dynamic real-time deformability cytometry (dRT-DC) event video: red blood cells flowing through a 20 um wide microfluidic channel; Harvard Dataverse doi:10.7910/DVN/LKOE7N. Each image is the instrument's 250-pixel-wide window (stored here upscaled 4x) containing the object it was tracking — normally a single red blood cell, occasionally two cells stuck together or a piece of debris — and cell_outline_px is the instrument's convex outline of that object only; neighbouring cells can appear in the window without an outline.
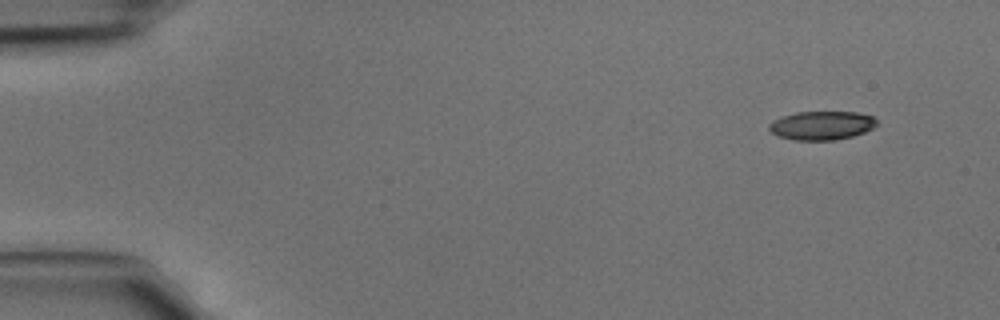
{"species": "common noctule bat (a hibernating species)", "species_latin": "Nyctalus noctula", "temperature_condition": "cold", "stored_images_in_passage": 43, "camera_frame_rate_fps": 3000, "um_per_image_px": 0.085, "animal": {"sex": "male", "body_mass_g": 15.6}, "frame": {"image": 1, "passage_image": 1, "time_ms": 0.0, "image_size_px": [1000, 320], "cell_outline_px": [[876, 124], [872, 128], [864, 132], [852, 136], [832, 140], [792, 140], [776, 136], [768, 128], [768, 124], [772, 120], [796, 112], [856, 112], [872, 116], [876, 120]], "centroid_in_image_um": [69.79, 10.67], "position_along_channel_um": 15.2, "area_um2": 17.98}}
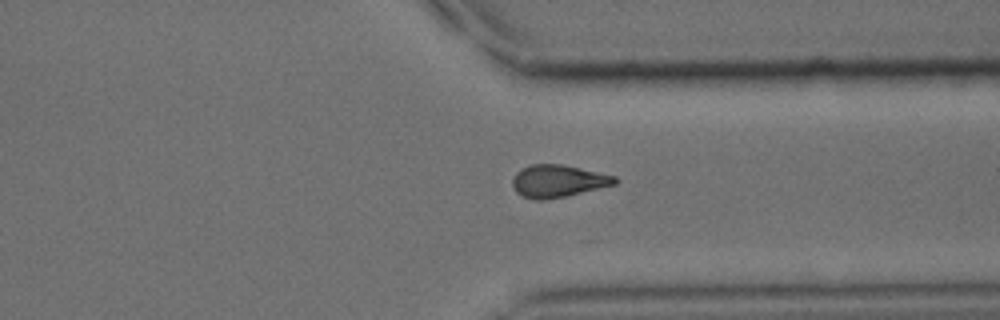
{"frame": {"image": 2, "passage_image": 32, "time_ms": 10.333, "image_size_px": [1000, 320], "cell_outline_px": [[616, 184], [564, 196], [544, 200], [536, 200], [520, 196], [516, 192], [512, 184], [512, 180], [516, 172], [520, 168], [532, 164], [560, 164], [616, 176]], "centroid_in_image_um": [47.36, 15.39], "position_along_channel_um": 364.0, "area_um2": 19.13}}
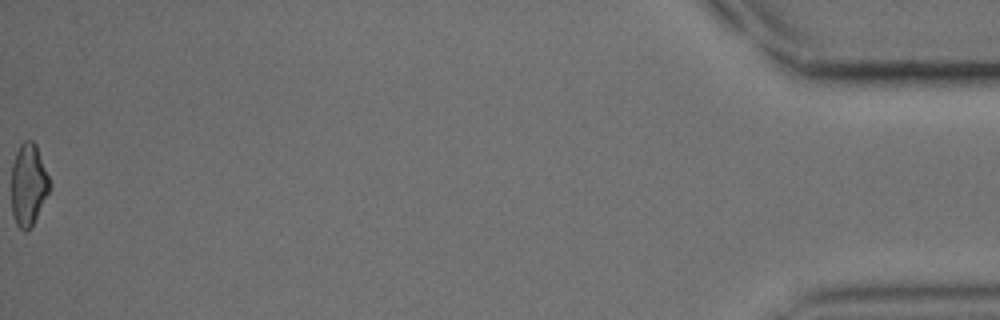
{"frame": {"image": 3, "passage_image": 43, "time_ms": 14.0, "image_size_px": [1000, 320], "cell_outline_px": [[52, 184], [32, 224], [24, 232], [16, 224], [12, 212], [12, 164], [16, 152], [20, 144], [24, 140], [32, 140], [36, 144]], "centroid_in_image_um": [2.41, 15.65], "position_along_channel_um": 432.8, "area_um2": 18.03}}